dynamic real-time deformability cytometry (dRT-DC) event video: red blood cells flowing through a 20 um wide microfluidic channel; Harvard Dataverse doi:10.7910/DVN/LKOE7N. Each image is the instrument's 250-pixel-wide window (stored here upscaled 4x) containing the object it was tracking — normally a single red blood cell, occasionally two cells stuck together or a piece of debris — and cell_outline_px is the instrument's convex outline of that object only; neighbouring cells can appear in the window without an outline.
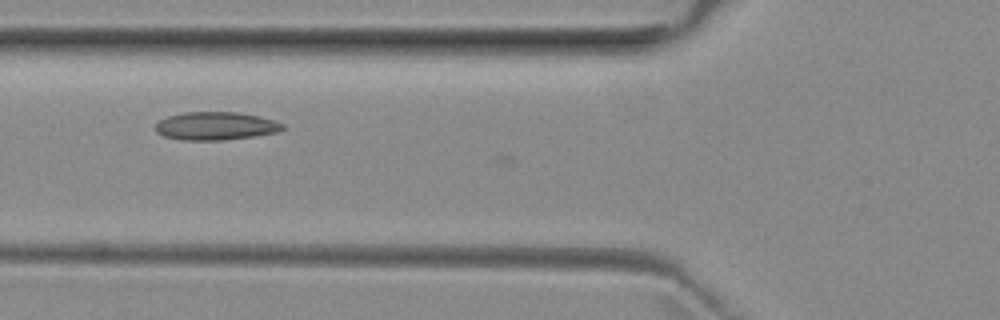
{"species": "common noctule bat (a hibernating species)", "species_latin": "Nyctalus noctula", "temperature_condition": "room temperature", "stored_images_in_passage": 8, "camera_frame_rate_fps": 3000, "um_per_image_px": 0.085, "animal": {"sex": "female", "body_mass_g": 29.2, "forearm_length_mm": 56.3}, "frame": {"image": 1, "passage_image": 5, "time_ms": 1.333, "image_size_px": [1000, 320], "cell_outline_px": [[284, 128], [280, 132], [252, 136], [220, 140], [180, 140], [164, 136], [156, 132], [156, 124], [160, 120], [168, 116], [184, 112], [240, 112], [272, 120], [284, 124]], "centroid_in_image_um": [18.32, 10.71], "position_along_channel_um": 107.5, "area_um2": 20.69}}